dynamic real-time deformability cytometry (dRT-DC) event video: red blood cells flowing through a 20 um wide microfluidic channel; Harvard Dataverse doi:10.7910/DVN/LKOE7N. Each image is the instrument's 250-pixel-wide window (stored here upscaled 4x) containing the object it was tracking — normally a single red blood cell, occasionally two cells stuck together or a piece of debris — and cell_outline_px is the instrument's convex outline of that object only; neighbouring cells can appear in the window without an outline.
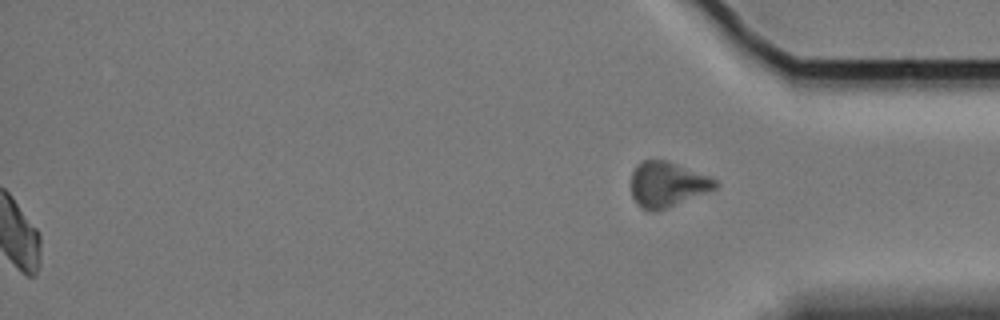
{"species": "Egyptian fruit bat (a non-hibernating species)", "species_latin": "Rousettus aegyptiacus", "temperature_condition": "cold", "stored_images_in_passage": 60, "segment_of_instrument_passage": [2, 2], "camera_frame_rate_fps": 3000, "um_per_image_px": 0.085, "animal": {"sex": "female"}, "frame": {"image": 1, "passage_image": 60, "time_ms": 19.667, "image_size_px": [1000, 320], "cell_outline_px": [[716, 188], [668, 208], [656, 212], [648, 212], [640, 208], [636, 204], [632, 196], [632, 172], [636, 164], [640, 160], [664, 160], [676, 164], [716, 180]], "centroid_in_image_um": [56.63, 15.7], "position_along_channel_um": 378.6, "area_um2": 21.96}}